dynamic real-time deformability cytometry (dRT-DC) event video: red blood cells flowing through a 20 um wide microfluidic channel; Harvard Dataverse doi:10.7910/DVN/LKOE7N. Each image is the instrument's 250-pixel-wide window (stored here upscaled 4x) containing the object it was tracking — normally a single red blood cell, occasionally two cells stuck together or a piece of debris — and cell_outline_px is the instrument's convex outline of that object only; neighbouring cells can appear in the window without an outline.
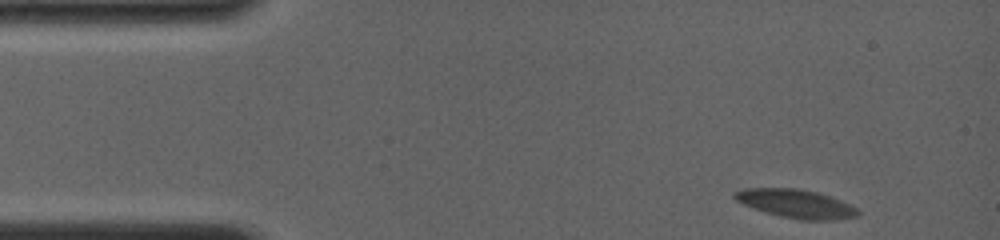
{"species": "common noctule bat (a hibernating species)", "species_latin": "Nyctalus noctula", "temperature_condition": "room temperature", "stored_images_in_passage": 90, "camera_frame_rate_fps": 4000, "um_per_image_px": 0.085, "animal": {"sex": "female", "body_mass_g": 19.0, "forearm_length_mm": 56.7}, "frame": {"image": 1, "passage_image": 1, "time_ms": 0.0, "image_size_px": [1000, 240], "cell_outline_px": [[860, 212], [856, 216], [832, 220], [800, 220], [780, 216], [744, 204], [736, 200], [732, 196], [732, 192], [744, 188], [800, 188], [832, 196], [856, 208]], "centroid_in_image_um": [67.64, 17.3], "position_along_channel_um": 17.4, "area_um2": 20.35}}
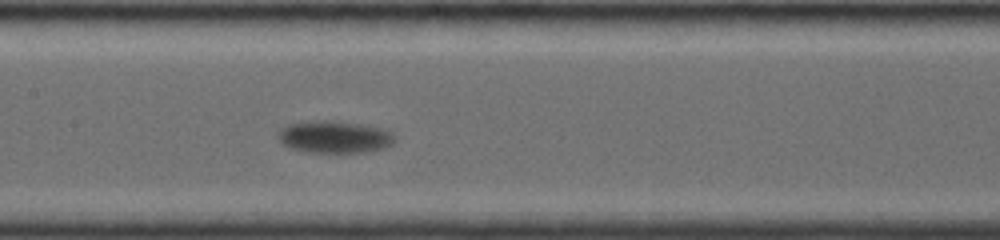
{"frame": {"image": 2, "passage_image": 39, "time_ms": 6.75, "image_size_px": [1000, 240], "cell_outline_px": [[396, 140], [392, 144], [384, 148], [364, 152], [308, 152], [292, 148], [280, 144], [276, 136], [280, 128], [288, 124], [324, 120], [332, 120], [360, 124], [384, 128], [392, 132], [396, 136]], "centroid_in_image_um": [28.43, 11.63], "position_along_channel_um": 179.0, "area_um2": 22.08}}
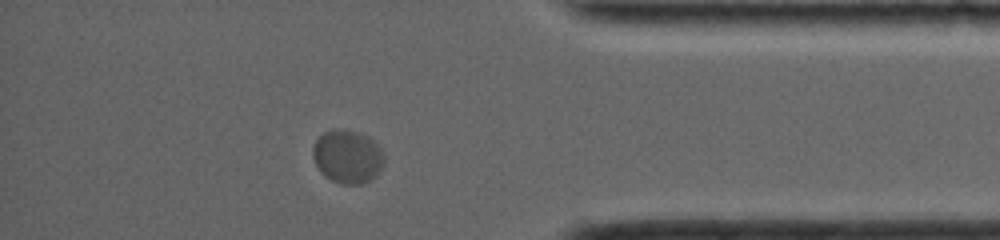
{"frame": {"image": 3, "passage_image": 77, "time_ms": 13.25, "image_size_px": [1000, 240], "cell_outline_px": [[384, 164], [376, 176], [360, 184], [340, 184], [324, 176], [320, 172], [312, 156], [312, 148], [316, 140], [324, 132], [336, 128], [344, 128], [360, 132], [368, 136], [380, 148], [384, 156]], "centroid_in_image_um": [29.53, 13.29], "position_along_channel_um": 405.7, "area_um2": 22.37}, "authors_computed_cell_mechanics": {"area_um2": 21.1548, "velocity_mm_per_s": 3.6638, "shape_relaxation_time_tau1_ms": 2.1583, "shape_relaxation_time_tau2_ms": null, "deformation_change_tau1": 0.067, "deformation_change_tau2": null}}